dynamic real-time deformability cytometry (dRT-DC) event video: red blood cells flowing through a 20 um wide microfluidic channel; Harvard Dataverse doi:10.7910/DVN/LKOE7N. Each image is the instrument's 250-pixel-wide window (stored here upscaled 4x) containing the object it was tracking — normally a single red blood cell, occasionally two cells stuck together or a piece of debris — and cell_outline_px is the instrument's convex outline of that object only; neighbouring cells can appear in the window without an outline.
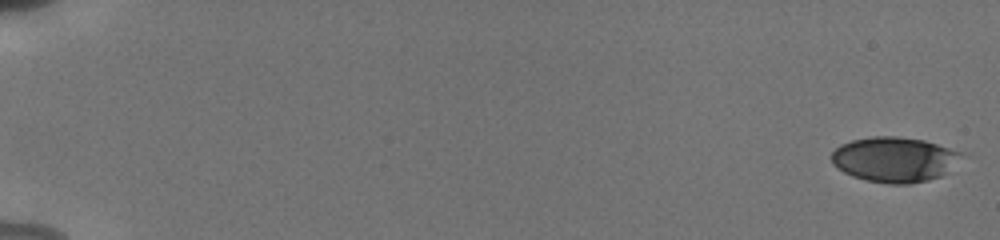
{"species": "human", "species_latin": "Homo sapiens", "temperature_condition": "cold", "stored_images_in_passage": 13, "camera_frame_rate_fps": 3000, "um_per_image_px": 0.085, "donor": {"sex": "male"}, "frame": {"image": 1, "passage_image": 1, "time_ms": 0.0, "image_size_px": [1000, 240], "cell_outline_px": [[972, 156], [940, 176], [928, 180], [908, 184], [888, 184], [868, 180], [852, 176], [844, 172], [832, 164], [832, 152], [840, 144], [852, 140], [872, 136], [900, 136], [924, 140], [972, 152]], "centroid_in_image_um": [76.2, 13.53], "position_along_channel_um": 8.8, "area_um2": 35.32}}
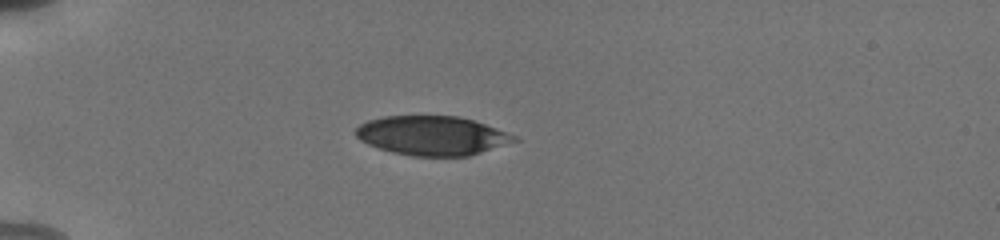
{"frame": {"image": 2, "passage_image": 10, "time_ms": 5.333, "image_size_px": [1000, 240], "cell_outline_px": [[520, 140], [468, 156], [412, 156], [392, 152], [368, 144], [360, 140], [356, 136], [356, 128], [360, 124], [368, 120], [384, 116], [460, 116], [496, 128], [516, 136]], "centroid_in_image_um": [36.72, 11.52], "position_along_channel_um": 48.3, "area_um2": 36.01}}
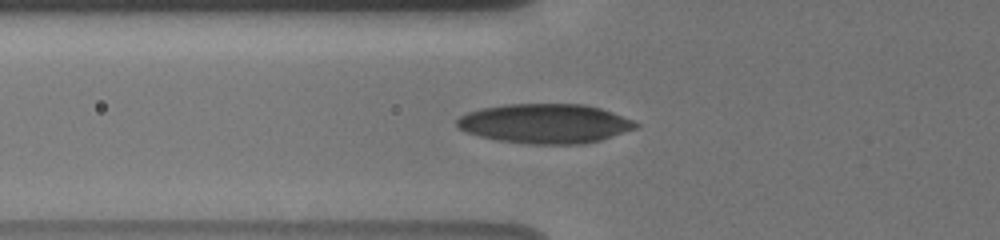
{"frame": {"image": 3, "passage_image": 13, "time_ms": 7.0, "image_size_px": [1000, 240], "cell_outline_px": [[640, 124], [636, 128], [600, 140], [584, 144], [528, 144], [500, 140], [480, 136], [464, 132], [456, 128], [456, 120], [460, 116], [468, 112], [480, 108], [504, 104], [584, 104], [600, 108], [612, 112], [632, 120]], "centroid_in_image_um": [46.29, 10.5], "position_along_channel_um": 79.5, "area_um2": 41.21}}